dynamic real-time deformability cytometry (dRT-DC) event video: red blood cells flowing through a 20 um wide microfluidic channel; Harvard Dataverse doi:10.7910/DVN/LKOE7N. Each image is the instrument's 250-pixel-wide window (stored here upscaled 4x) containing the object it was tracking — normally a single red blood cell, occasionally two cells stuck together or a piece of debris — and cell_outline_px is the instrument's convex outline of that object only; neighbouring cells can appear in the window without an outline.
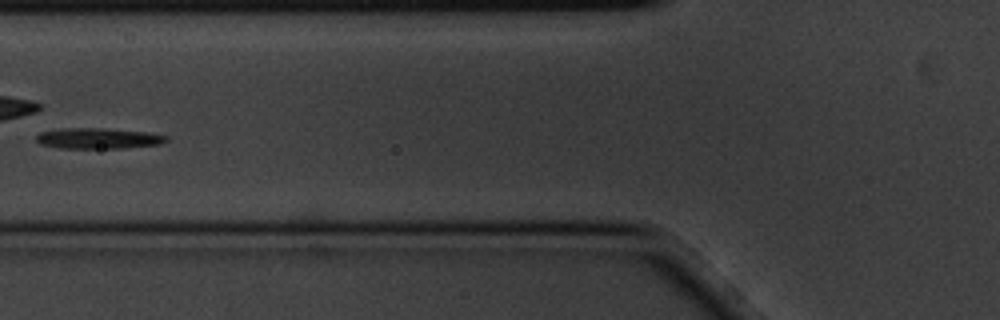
{"species": "common noctule bat (a hibernating species)", "species_latin": "Nyctalus noctula", "temperature_condition": "cold", "stored_images_in_passage": 14, "camera_frame_rate_fps": 3000, "um_per_image_px": 0.085, "animal": {"sex": "male", "body_mass_g": 20.1, "forearm_length_mm": 53.5}, "frame": {"image": 1, "passage_image": 5, "time_ms": 1.333, "image_size_px": [1000, 320], "cell_outline_px": [[168, 140], [160, 144], [124, 148], [60, 148], [40, 144], [36, 140], [36, 136], [40, 132], [64, 128], [104, 128], [148, 132], [168, 136]], "centroid_in_image_um": [8.36, 11.76], "position_along_channel_um": 117.4, "area_um2": 15.72}}
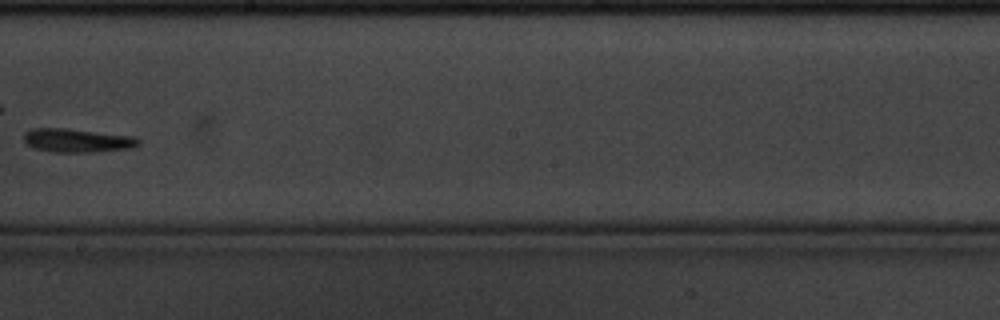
{"frame": {"image": 2, "passage_image": 8, "time_ms": 2.333, "image_size_px": [1000, 320], "cell_outline_px": [[140, 144], [132, 148], [100, 152], [52, 152], [36, 148], [28, 144], [24, 140], [24, 132], [32, 128], [64, 128], [136, 136], [140, 140]], "centroid_in_image_um": [6.62, 11.94], "position_along_channel_um": 241.6, "area_um2": 15.95}}
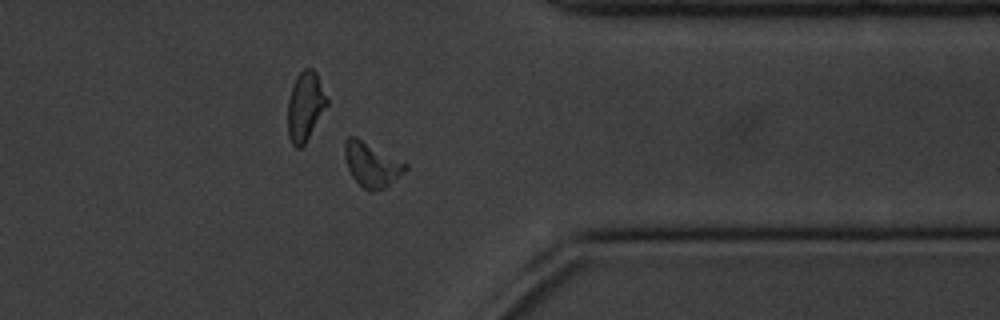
{"frame": {"image": 3, "passage_image": 12, "time_ms": 3.667, "image_size_px": [1000, 320], "cell_outline_px": [[408, 168], [404, 172], [384, 188], [372, 192], [368, 192], [352, 176], [348, 168], [344, 156], [344, 144], [348, 136], [356, 136], [408, 164]], "centroid_in_image_um": [31.58, 13.98], "position_along_channel_um": 379.8, "area_um2": 15.61}}